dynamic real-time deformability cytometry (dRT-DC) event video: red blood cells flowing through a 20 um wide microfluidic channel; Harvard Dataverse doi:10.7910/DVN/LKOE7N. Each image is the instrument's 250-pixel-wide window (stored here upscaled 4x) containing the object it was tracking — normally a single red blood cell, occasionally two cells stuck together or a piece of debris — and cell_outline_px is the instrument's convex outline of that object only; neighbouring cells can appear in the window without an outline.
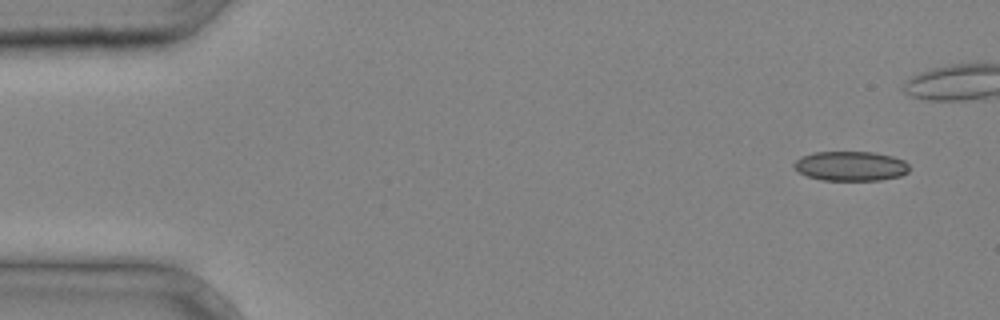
{"species": "common noctule bat (a hibernating species)", "species_latin": "Nyctalus noctula", "temperature_condition": "cold", "stored_images_in_passage": 4, "camera_frame_rate_fps": 3000, "um_per_image_px": 0.085, "animal": {"sex": "male", "body_mass_g": 20.4}, "frame": {"image": 1, "passage_image": 1, "time_ms": 0.0, "image_size_px": [1000, 320], "cell_outline_px": [[908, 172], [900, 176], [880, 180], [820, 180], [808, 176], [792, 168], [792, 164], [800, 156], [812, 152], [876, 152], [892, 156], [904, 160], [908, 164]], "centroid_in_image_um": [72.27, 14.11], "position_along_channel_um": 12.7, "area_um2": 20.06}}